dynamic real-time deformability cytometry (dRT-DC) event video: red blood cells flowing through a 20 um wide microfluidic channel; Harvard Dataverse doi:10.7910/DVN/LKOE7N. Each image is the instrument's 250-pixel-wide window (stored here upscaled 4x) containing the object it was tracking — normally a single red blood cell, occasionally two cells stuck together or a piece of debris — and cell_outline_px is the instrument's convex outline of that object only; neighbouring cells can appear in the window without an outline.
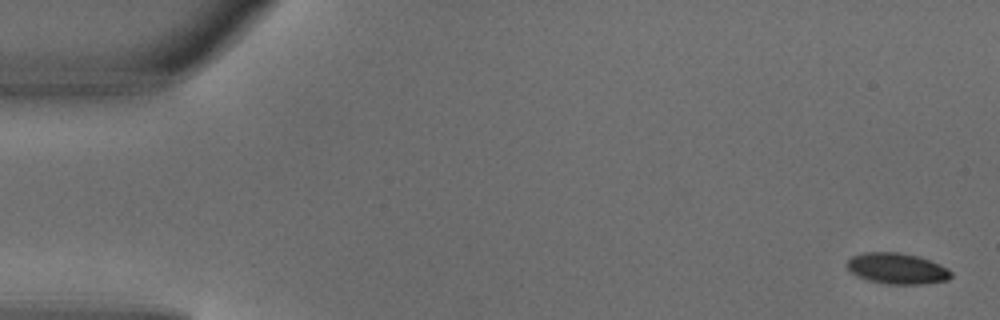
{"species": "common noctule bat (a hibernating species)", "species_latin": "Nyctalus noctula", "temperature_condition": "warm", "stored_images_in_passage": 5, "camera_frame_rate_fps": 3000, "um_per_image_px": 0.085, "animal": {"sex": "male", "body_mass_g": 18.8}, "frame": {"image": 1, "passage_image": 1, "time_ms": 0.0, "image_size_px": [1000, 320], "cell_outline_px": [[952, 276], [948, 280], [924, 284], [888, 284], [868, 280], [856, 276], [844, 264], [852, 256], [864, 252], [900, 252], [916, 256], [940, 264], [948, 268], [952, 272]], "centroid_in_image_um": [76.24, 22.82], "position_along_channel_um": 8.8, "area_um2": 18.84}}
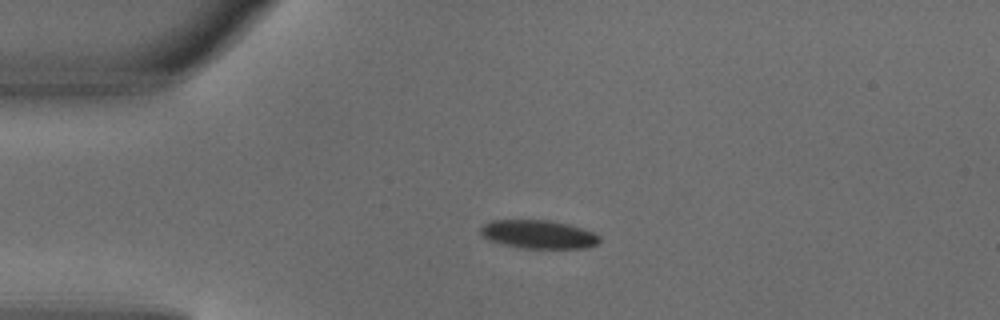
{"frame": {"image": 2, "passage_image": 4, "time_ms": 1.0, "image_size_px": [1000, 320], "cell_outline_px": [[600, 240], [596, 244], [588, 248], [520, 248], [500, 244], [488, 240], [480, 232], [480, 228], [484, 224], [492, 220], [548, 220], [568, 224], [592, 232], [600, 236]], "centroid_in_image_um": [45.74, 19.92], "position_along_channel_um": 39.3, "area_um2": 19.71}}